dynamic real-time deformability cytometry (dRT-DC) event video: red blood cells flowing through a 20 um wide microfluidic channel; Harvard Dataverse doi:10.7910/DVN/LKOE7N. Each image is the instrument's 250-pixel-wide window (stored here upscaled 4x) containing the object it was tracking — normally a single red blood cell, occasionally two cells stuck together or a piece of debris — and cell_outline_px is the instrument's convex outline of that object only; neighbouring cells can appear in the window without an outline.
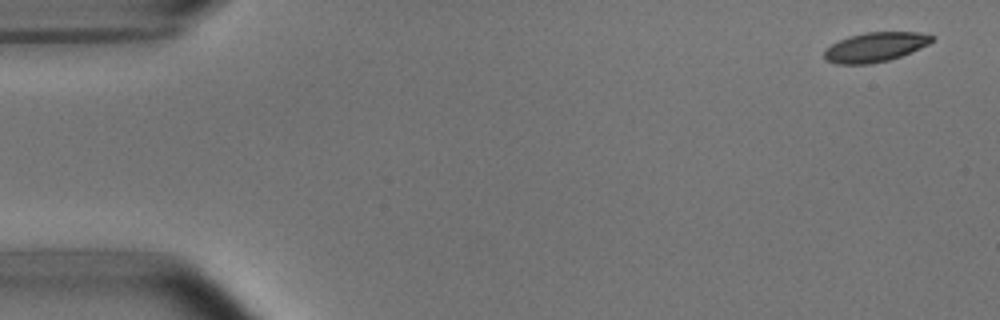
{"species": "common noctule bat (a hibernating species)", "species_latin": "Nyctalus noctula", "temperature_condition": "room temperature", "stored_images_in_passage": 4, "camera_frame_rate_fps": 3000, "um_per_image_px": 0.085, "animal": {"sex": "male", "body_mass_g": 15.6}, "frame": {"image": 1, "passage_image": 1, "time_ms": 0.0, "image_size_px": [1000, 320], "cell_outline_px": [[936, 36], [928, 44], [912, 52], [888, 60], [868, 64], [836, 64], [828, 60], [824, 56], [824, 52], [832, 44], [848, 36], [864, 32], [920, 32]], "centroid_in_image_um": [74.42, 3.99], "position_along_channel_um": 10.6, "area_um2": 18.38}}